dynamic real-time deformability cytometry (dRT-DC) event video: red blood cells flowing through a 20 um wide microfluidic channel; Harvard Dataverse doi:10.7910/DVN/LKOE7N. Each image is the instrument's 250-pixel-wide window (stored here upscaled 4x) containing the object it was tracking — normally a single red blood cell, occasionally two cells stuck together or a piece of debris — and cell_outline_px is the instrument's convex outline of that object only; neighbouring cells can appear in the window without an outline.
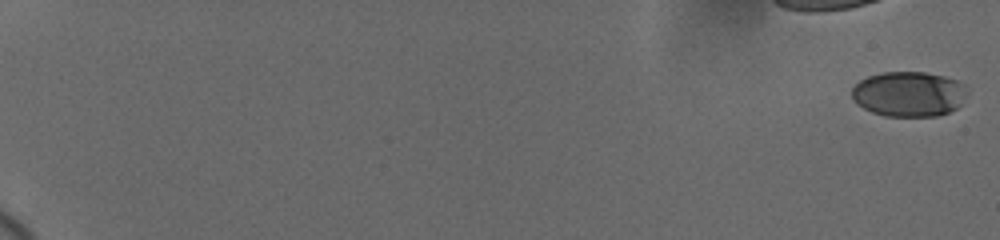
{"species": "human", "species_latin": "Homo sapiens", "temperature_condition": "cold", "stored_images_in_passage": 34, "camera_frame_rate_fps": 3000, "um_per_image_px": 0.085, "donor": {"sex": "female"}, "frame": {"image": 1, "passage_image": 1, "time_ms": 0.0, "image_size_px": [1000, 240], "cell_outline_px": [[968, 92], [960, 104], [956, 108], [940, 116], [884, 116], [872, 112], [856, 104], [852, 100], [852, 88], [860, 80], [868, 76], [880, 72], [924, 72], [944, 76], [956, 80], [964, 84]], "centroid_in_image_um": [77.24, 7.99], "position_along_channel_um": 7.8, "area_um2": 30.52}}
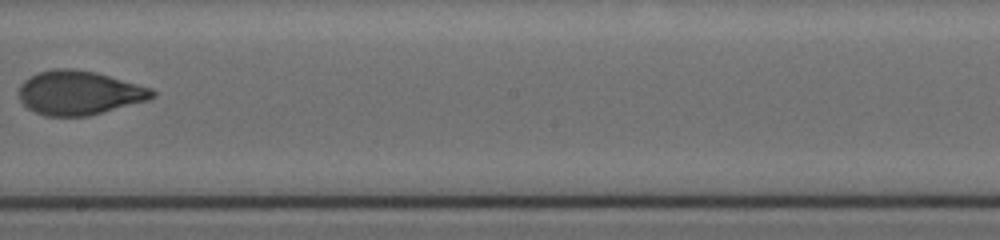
{"frame": {"image": 2, "passage_image": 22, "time_ms": 12.667, "image_size_px": [1000, 240], "cell_outline_px": [[156, 96], [148, 100], [88, 116], [44, 116], [28, 108], [20, 100], [20, 84], [24, 80], [40, 72], [56, 68], [72, 68], [96, 72], [152, 88], [156, 92]], "centroid_in_image_um": [6.75, 7.89], "position_along_channel_um": 241.4, "area_um2": 34.1}}
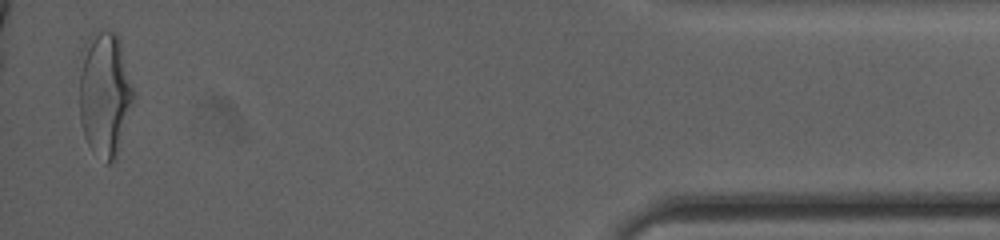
{"frame": {"image": 3, "passage_image": 34, "time_ms": 19.333, "image_size_px": [1000, 240], "cell_outline_px": [[136, 96], [116, 160], [108, 164], [88, 144], [84, 136], [80, 120], [80, 72], [84, 44], [88, 36], [92, 32], [116, 32], [120, 36], [136, 92]], "centroid_in_image_um": [8.96, 7.96], "position_along_channel_um": 426.2, "area_um2": 40.11}, "authors_computed_cell_mechanics": {"area_um2": 33.7552, "velocity_mm_per_s": 3.6746, "shape_relaxation_time_tau1_ms": 5.1535, "shape_relaxation_time_tau2_ms": 0.0247, "deformation_change_tau1": 0.1657, "deformation_change_tau2": 0.0505}}